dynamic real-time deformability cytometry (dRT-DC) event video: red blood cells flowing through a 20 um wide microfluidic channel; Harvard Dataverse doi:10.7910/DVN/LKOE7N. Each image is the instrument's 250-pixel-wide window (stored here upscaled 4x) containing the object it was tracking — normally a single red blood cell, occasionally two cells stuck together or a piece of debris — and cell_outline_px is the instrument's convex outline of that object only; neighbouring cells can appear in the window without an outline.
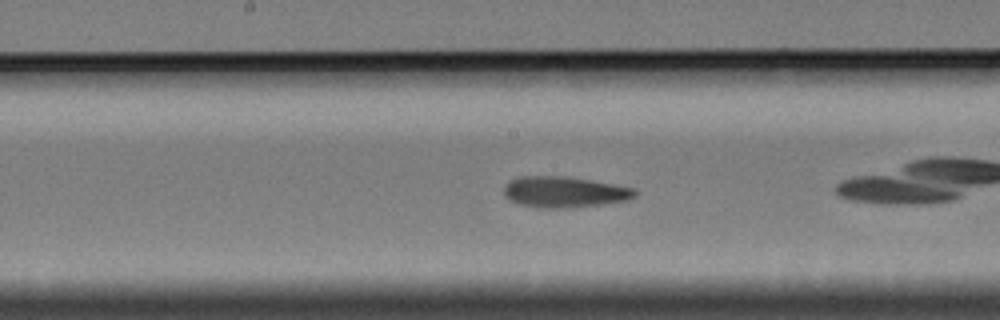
{"species": "Egyptian fruit bat (a non-hibernating species)", "species_latin": "Rousettus aegyptiacus", "temperature_condition": "cold", "stored_images_in_passage": 41, "camera_frame_rate_fps": 3000, "um_per_image_px": 0.085, "animal": {"sex": "female"}, "frame": {"image": 1, "passage_image": 12, "time_ms": 3.667, "image_size_px": [1000, 320], "cell_outline_px": [[636, 196], [628, 200], [600, 204], [568, 208], [536, 208], [520, 204], [508, 200], [504, 196], [504, 188], [512, 180], [520, 176], [560, 176], [588, 180], [636, 188]], "centroid_in_image_um": [47.95, 16.33], "position_along_channel_um": 200.2, "area_um2": 23.47}}